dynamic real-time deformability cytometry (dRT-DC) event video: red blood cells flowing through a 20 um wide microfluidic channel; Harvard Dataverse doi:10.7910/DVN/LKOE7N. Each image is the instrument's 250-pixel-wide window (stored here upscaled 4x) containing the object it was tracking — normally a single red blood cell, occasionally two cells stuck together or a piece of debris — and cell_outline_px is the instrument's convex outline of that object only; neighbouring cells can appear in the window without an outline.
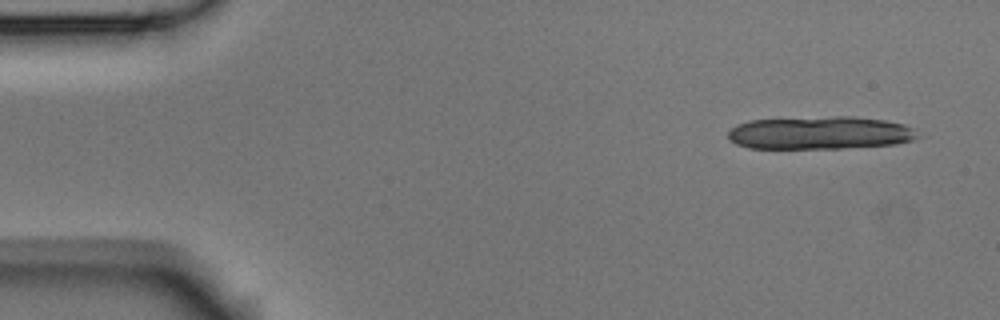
{"species": "Egyptian fruit bat (a non-hibernating species)", "species_latin": "Rousettus aegyptiacus", "temperature_condition": "room temperature", "stored_images_in_passage": 5, "camera_frame_rate_fps": 3000, "um_per_image_px": 0.085, "animal": {"sex": "male"}, "frame": {"image": 1, "passage_image": 1, "time_ms": 0.0, "image_size_px": [1000, 320], "cell_outline_px": [[920, 136], [912, 140], [896, 144], [840, 148], [748, 148], [736, 144], [728, 140], [728, 132], [736, 124], [748, 120], [832, 116], [852, 116], [884, 120], [904, 124], [912, 128]], "centroid_in_image_um": [69.67, 11.29], "position_along_channel_um": 15.3, "area_um2": 36.53}}
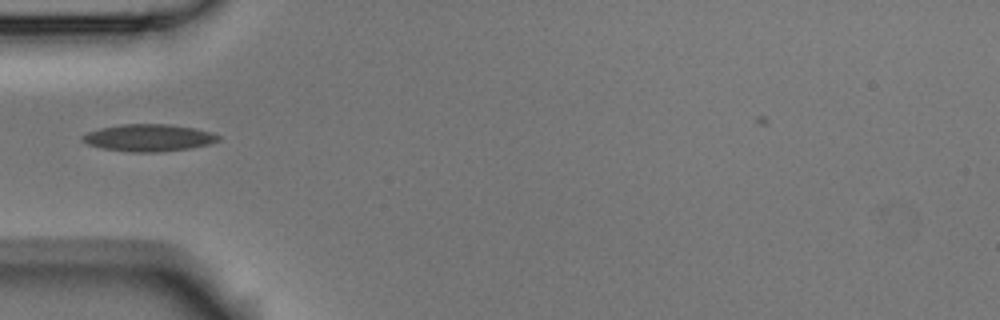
{"frame": {"image": 2, "passage_image": 5, "time_ms": 1.333, "image_size_px": [1000, 320], "cell_outline_px": [[220, 140], [208, 144], [188, 148], [160, 152], [128, 152], [104, 148], [88, 144], [80, 140], [80, 136], [88, 132], [100, 128], [120, 124], [168, 124], [192, 128], [212, 132], [220, 136]], "centroid_in_image_um": [12.61, 11.71], "position_along_channel_um": 72.4, "area_um2": 21.39}}